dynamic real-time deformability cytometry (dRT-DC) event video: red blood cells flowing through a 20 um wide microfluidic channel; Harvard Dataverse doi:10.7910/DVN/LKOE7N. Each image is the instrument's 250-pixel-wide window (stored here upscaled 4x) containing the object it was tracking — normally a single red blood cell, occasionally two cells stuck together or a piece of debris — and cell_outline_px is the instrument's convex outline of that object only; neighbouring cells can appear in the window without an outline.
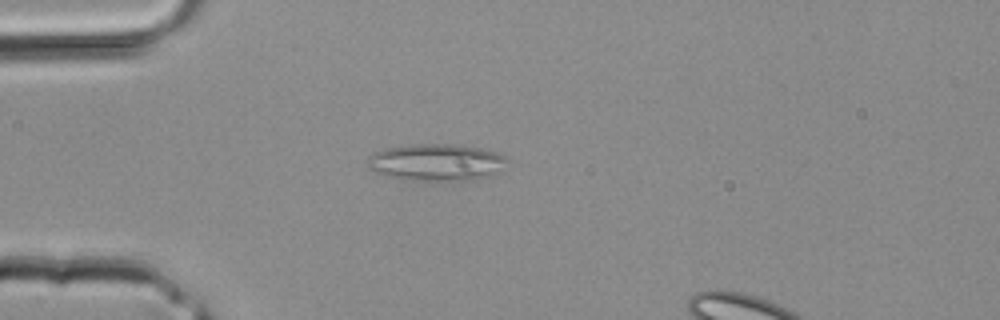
{"species": "common noctule bat (a hibernating species)", "species_latin": "Nyctalus noctula", "temperature_condition": "room temperature", "stored_images_in_passage": 3, "camera_frame_rate_fps": 3000, "um_per_image_px": 0.085, "animal": {"sex": "male", "body_mass_g": 20.4}, "frame": {"image": 1, "passage_image": 2, "time_ms": 0.333, "image_size_px": [1000, 320], "cell_outline_px": [[508, 160], [500, 172], [484, 180], [452, 184], [404, 180], [384, 176], [368, 168], [364, 160], [368, 156], [384, 148], [408, 144], [460, 144], [480, 148], [496, 152], [508, 156]], "centroid_in_image_um": [37.13, 13.86], "position_along_channel_um": 47.9, "area_um2": 32.14}}